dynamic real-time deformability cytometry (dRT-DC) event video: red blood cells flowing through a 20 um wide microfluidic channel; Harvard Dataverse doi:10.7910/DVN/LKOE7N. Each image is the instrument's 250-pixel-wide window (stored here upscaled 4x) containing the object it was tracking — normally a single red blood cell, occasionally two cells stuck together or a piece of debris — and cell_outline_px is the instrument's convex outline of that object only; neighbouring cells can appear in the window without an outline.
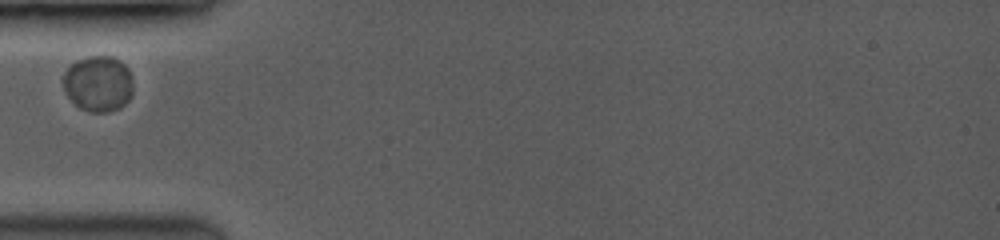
{"species": "common noctule bat (a hibernating species)", "species_latin": "Nyctalus noctula", "temperature_condition": "room temperature", "stored_images_in_passage": 6, "camera_frame_rate_fps": 3500, "um_per_image_px": 0.085, "animal": {"sex": "female", "body_mass_g": 19.0, "forearm_length_mm": 53.3}, "frame": {"image": 1, "passage_image": 1, "time_ms": 0.0, "image_size_px": [1000, 240], "cell_outline_px": [[132, 92], [128, 100], [120, 108], [104, 112], [92, 112], [80, 108], [68, 96], [64, 88], [64, 72], [76, 60], [88, 56], [112, 56], [120, 60], [128, 68], [132, 80]], "centroid_in_image_um": [8.36, 7.09], "position_along_channel_um": 76.6, "area_um2": 22.6}}
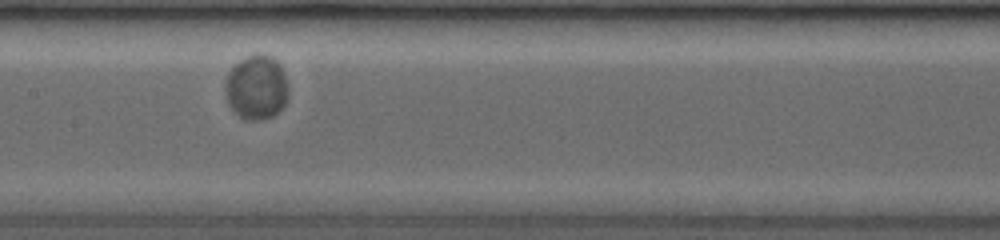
{"frame": {"image": 2, "passage_image": 4, "time_ms": 2.857, "image_size_px": [1000, 240], "cell_outline_px": [[284, 104], [272, 116], [252, 120], [248, 120], [240, 116], [232, 108], [228, 100], [224, 84], [228, 72], [240, 60], [256, 52], [260, 52], [272, 56], [280, 64], [284, 72]], "centroid_in_image_um": [21.75, 7.36], "position_along_channel_um": 185.6, "area_um2": 22.95}}